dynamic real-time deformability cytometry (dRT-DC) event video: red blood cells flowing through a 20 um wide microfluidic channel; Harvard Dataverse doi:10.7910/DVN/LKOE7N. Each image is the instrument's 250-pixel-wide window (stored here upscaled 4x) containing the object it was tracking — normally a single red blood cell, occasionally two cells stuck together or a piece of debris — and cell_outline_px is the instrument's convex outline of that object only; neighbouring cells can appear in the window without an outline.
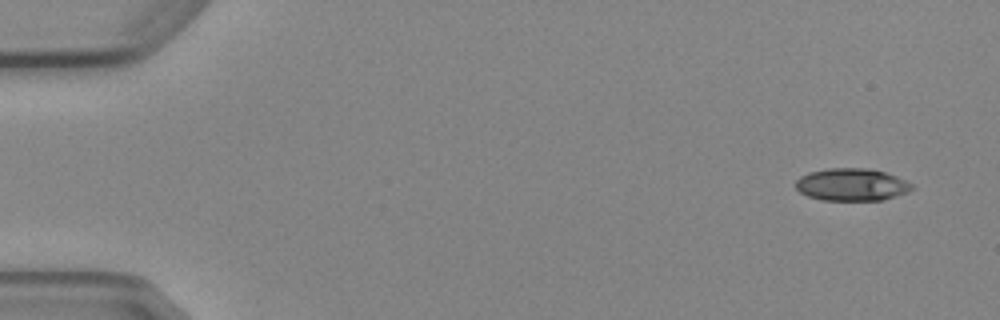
{"species": "Egyptian fruit bat (a non-hibernating species)", "species_latin": "Rousettus aegyptiacus", "temperature_condition": "cold", "stored_images_in_passage": 6, "camera_frame_rate_fps": 3000, "um_per_image_px": 0.085, "animal": {"sex": "female"}, "frame": {"image": 1, "passage_image": 1, "time_ms": 0.0, "image_size_px": [1000, 320], "cell_outline_px": [[912, 188], [908, 192], [884, 200], [820, 200], [808, 196], [800, 192], [796, 188], [796, 180], [800, 176], [808, 172], [828, 168], [868, 168], [884, 172], [896, 176], [912, 184]], "centroid_in_image_um": [72.37, 15.69], "position_along_channel_um": 12.6, "area_um2": 21.96}}
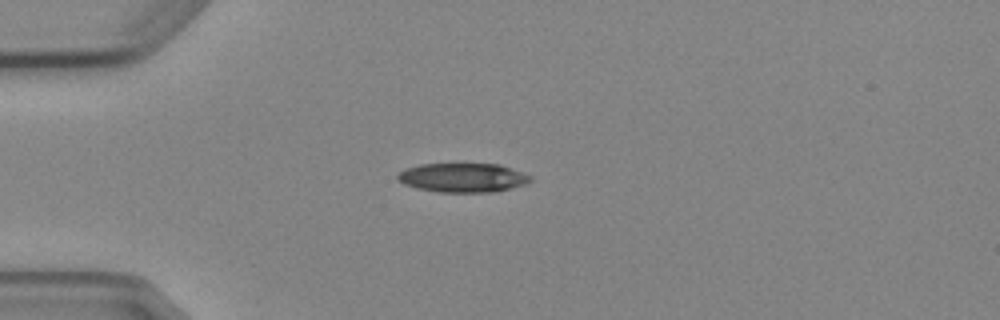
{"frame": {"image": 2, "passage_image": 4, "time_ms": 3.667, "image_size_px": [1000, 320], "cell_outline_px": [[532, 180], [528, 184], [492, 192], [436, 192], [416, 188], [404, 184], [396, 176], [404, 168], [420, 164], [500, 164], [532, 176]], "centroid_in_image_um": [39.35, 15.1], "position_along_channel_um": 45.7, "area_um2": 22.6}}
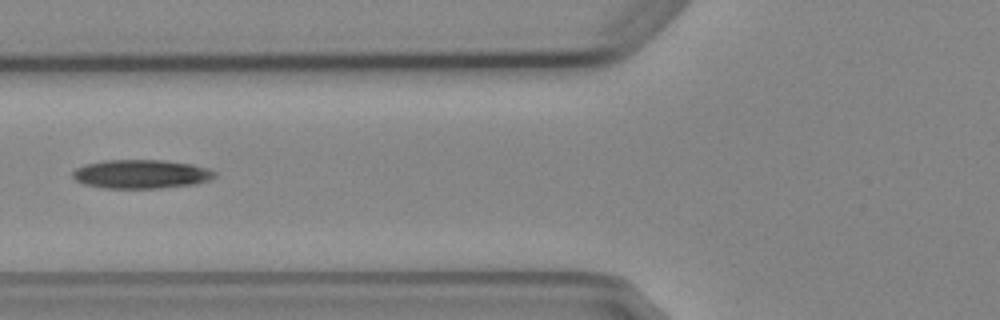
{"frame": {"image": 3, "passage_image": 6, "time_ms": 6.0, "image_size_px": [1000, 320], "cell_outline_px": [[216, 176], [212, 180], [196, 184], [160, 188], [104, 188], [84, 184], [76, 180], [72, 176], [72, 172], [76, 168], [84, 164], [104, 160], [164, 160], [192, 164], [208, 168], [216, 172]], "centroid_in_image_um": [12.02, 14.79], "position_along_channel_um": 113.8, "area_um2": 24.1}}